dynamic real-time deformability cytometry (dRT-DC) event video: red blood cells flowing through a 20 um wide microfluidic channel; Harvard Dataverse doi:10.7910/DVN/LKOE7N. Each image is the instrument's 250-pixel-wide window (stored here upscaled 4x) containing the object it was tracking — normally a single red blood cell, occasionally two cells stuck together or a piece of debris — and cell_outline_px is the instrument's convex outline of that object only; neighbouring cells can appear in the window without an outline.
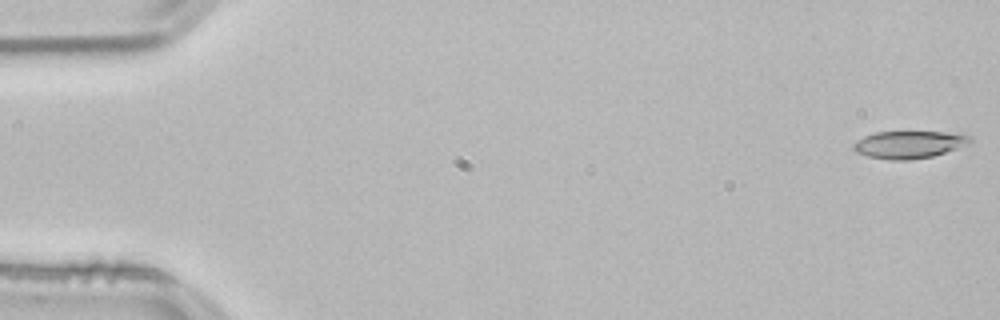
{"species": "common noctule bat (a hibernating species)", "species_latin": "Nyctalus noctula", "temperature_condition": "room temperature", "stored_images_in_passage": 53, "camera_frame_rate_fps": 3000, "um_per_image_px": 0.085, "animal": {"sex": "male", "body_mass_g": 21.5, "forearm_length_mm": 52.0}, "frame": {"image": 1, "passage_image": 1, "time_ms": 0.0, "image_size_px": [1000, 320], "cell_outline_px": [[972, 144], [932, 156], [908, 160], [892, 160], [868, 156], [856, 152], [852, 148], [852, 144], [856, 140], [864, 136], [876, 132], [964, 132], [972, 136]], "centroid_in_image_um": [77.34, 12.27], "position_along_channel_um": 7.7, "area_um2": 18.96}}
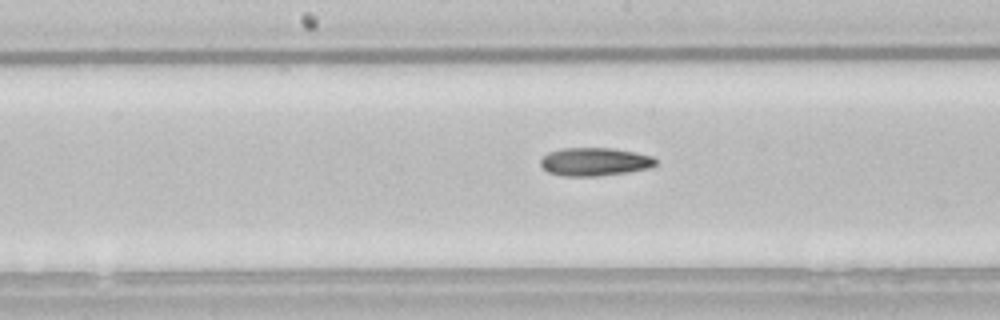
{"frame": {"image": 2, "passage_image": 27, "time_ms": 8.667, "image_size_px": [1000, 320], "cell_outline_px": [[656, 164], [648, 168], [624, 172], [596, 176], [564, 176], [548, 172], [540, 164], [540, 160], [548, 152], [560, 148], [612, 148], [636, 152], [652, 156], [656, 160]], "centroid_in_image_um": [50.52, 13.73], "position_along_channel_um": 197.7, "area_um2": 18.79}}
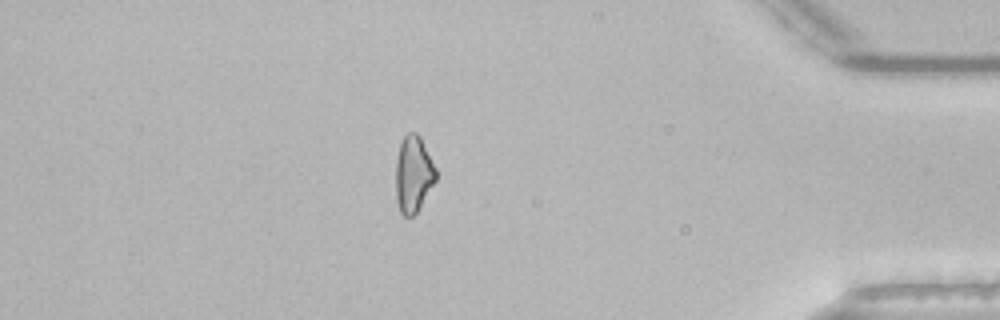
{"frame": {"image": 3, "passage_image": 46, "time_ms": 15.0, "image_size_px": [1000, 320], "cell_outline_px": [[436, 180], [416, 212], [412, 216], [404, 216], [400, 212], [396, 200], [396, 160], [400, 144], [404, 136], [408, 132], [416, 132], [420, 136], [436, 168]], "centroid_in_image_um": [35.13, 14.79], "position_along_channel_um": 400.1, "area_um2": 17.74}}